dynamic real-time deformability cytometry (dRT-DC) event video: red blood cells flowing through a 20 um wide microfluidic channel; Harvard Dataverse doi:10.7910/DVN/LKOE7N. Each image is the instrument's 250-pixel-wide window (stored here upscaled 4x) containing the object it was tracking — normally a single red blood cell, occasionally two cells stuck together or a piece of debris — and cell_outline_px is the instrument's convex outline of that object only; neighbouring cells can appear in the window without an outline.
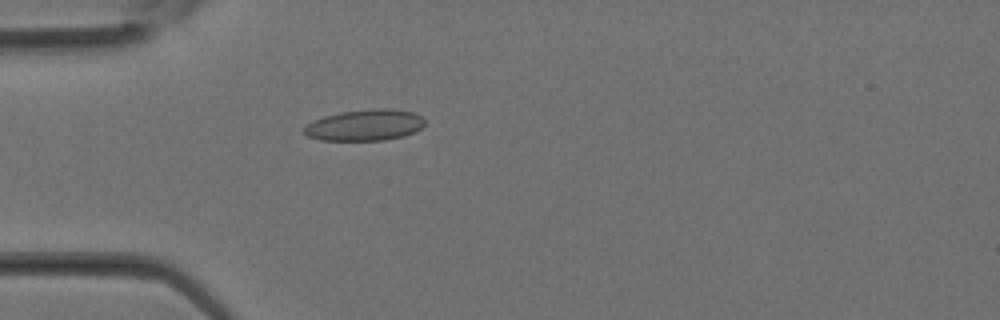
{"species": "Egyptian fruit bat (a non-hibernating species)", "species_latin": "Rousettus aegyptiacus", "temperature_condition": "room temperature", "stored_images_in_passage": 27, "camera_frame_rate_fps": 3000, "um_per_image_px": 0.085, "animal": {"sex": "female"}, "frame": {"image": 1, "passage_image": 3, "time_ms": 0.667, "image_size_px": [1000, 320], "cell_outline_px": [[424, 124], [416, 132], [404, 136], [384, 140], [320, 140], [308, 136], [300, 132], [308, 124], [324, 116], [340, 112], [384, 108], [412, 112], [420, 116], [424, 120]], "centroid_in_image_um": [31.0, 10.65], "position_along_channel_um": 54.0, "area_um2": 21.73}}
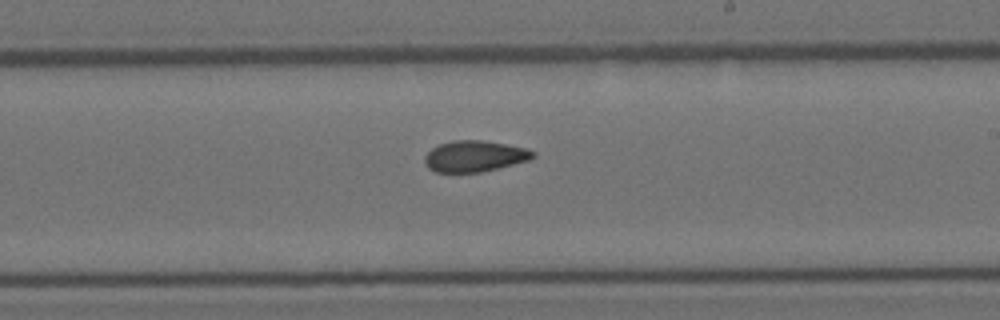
{"frame": {"image": 2, "passage_image": 13, "time_ms": 4.0, "image_size_px": [1000, 320], "cell_outline_px": [[536, 156], [532, 160], [480, 172], [436, 172], [428, 168], [424, 160], [424, 156], [432, 148], [440, 144], [452, 140], [480, 140], [528, 148], [536, 152]], "centroid_in_image_um": [40.38, 13.28], "position_along_channel_um": 248.6, "area_um2": 19.71}}
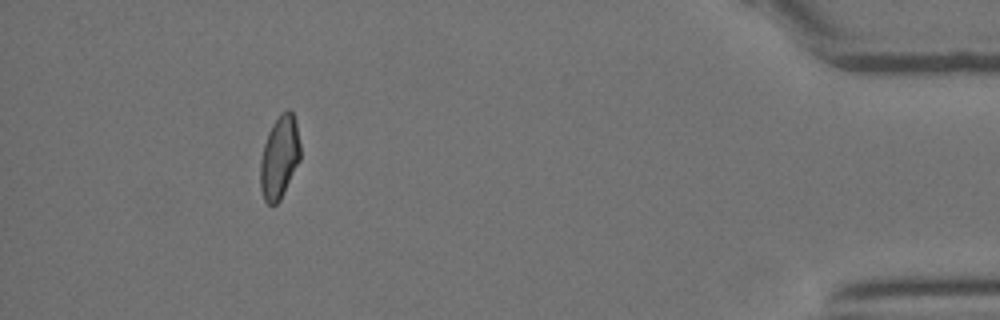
{"frame": {"image": 3, "passage_image": 24, "time_ms": 7.667, "image_size_px": [1000, 320], "cell_outline_px": [[300, 160], [280, 200], [276, 204], [268, 204], [264, 200], [260, 188], [260, 160], [264, 144], [268, 132], [272, 124], [280, 112], [288, 108], [292, 112], [296, 124], [300, 144]], "centroid_in_image_um": [23.74, 13.35], "position_along_channel_um": 411.5, "area_um2": 19.36}}